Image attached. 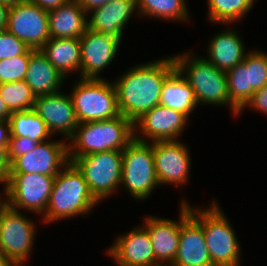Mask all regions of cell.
Segmentation results:
<instances>
[{
    "label": "cell",
    "instance_id": "60d3db41",
    "mask_svg": "<svg viewBox=\"0 0 267 266\" xmlns=\"http://www.w3.org/2000/svg\"><path fill=\"white\" fill-rule=\"evenodd\" d=\"M11 113L12 112L7 108L6 104L0 97V121L9 120Z\"/></svg>",
    "mask_w": 267,
    "mask_h": 266
},
{
    "label": "cell",
    "instance_id": "ffe728a7",
    "mask_svg": "<svg viewBox=\"0 0 267 266\" xmlns=\"http://www.w3.org/2000/svg\"><path fill=\"white\" fill-rule=\"evenodd\" d=\"M136 0H110L88 16V29L123 40L125 25L136 14ZM135 12V13H134Z\"/></svg>",
    "mask_w": 267,
    "mask_h": 266
},
{
    "label": "cell",
    "instance_id": "f546056e",
    "mask_svg": "<svg viewBox=\"0 0 267 266\" xmlns=\"http://www.w3.org/2000/svg\"><path fill=\"white\" fill-rule=\"evenodd\" d=\"M0 97L11 112L33 109L36 99L24 80L0 84Z\"/></svg>",
    "mask_w": 267,
    "mask_h": 266
},
{
    "label": "cell",
    "instance_id": "9a60e30c",
    "mask_svg": "<svg viewBox=\"0 0 267 266\" xmlns=\"http://www.w3.org/2000/svg\"><path fill=\"white\" fill-rule=\"evenodd\" d=\"M181 232L171 266H214L209 257L202 225L191 215L190 205L181 201Z\"/></svg>",
    "mask_w": 267,
    "mask_h": 266
},
{
    "label": "cell",
    "instance_id": "d6a6232c",
    "mask_svg": "<svg viewBox=\"0 0 267 266\" xmlns=\"http://www.w3.org/2000/svg\"><path fill=\"white\" fill-rule=\"evenodd\" d=\"M30 48L7 30L0 33V60L25 54Z\"/></svg>",
    "mask_w": 267,
    "mask_h": 266
},
{
    "label": "cell",
    "instance_id": "5b68a950",
    "mask_svg": "<svg viewBox=\"0 0 267 266\" xmlns=\"http://www.w3.org/2000/svg\"><path fill=\"white\" fill-rule=\"evenodd\" d=\"M214 200L202 209L190 206L191 215L202 225L209 257L214 266H240L242 250L235 230Z\"/></svg>",
    "mask_w": 267,
    "mask_h": 266
},
{
    "label": "cell",
    "instance_id": "74e56055",
    "mask_svg": "<svg viewBox=\"0 0 267 266\" xmlns=\"http://www.w3.org/2000/svg\"><path fill=\"white\" fill-rule=\"evenodd\" d=\"M83 10L88 14L92 10L104 6L110 0H76Z\"/></svg>",
    "mask_w": 267,
    "mask_h": 266
},
{
    "label": "cell",
    "instance_id": "e0dca14e",
    "mask_svg": "<svg viewBox=\"0 0 267 266\" xmlns=\"http://www.w3.org/2000/svg\"><path fill=\"white\" fill-rule=\"evenodd\" d=\"M53 135L61 134L68 141L76 131V119L72 98L63 91L50 95L37 96L33 108ZM64 135V136H63Z\"/></svg>",
    "mask_w": 267,
    "mask_h": 266
},
{
    "label": "cell",
    "instance_id": "7c38bea8",
    "mask_svg": "<svg viewBox=\"0 0 267 266\" xmlns=\"http://www.w3.org/2000/svg\"><path fill=\"white\" fill-rule=\"evenodd\" d=\"M69 162L66 140H46L30 152L15 158L10 163L9 174H42L56 176Z\"/></svg>",
    "mask_w": 267,
    "mask_h": 266
},
{
    "label": "cell",
    "instance_id": "cb8c5ba5",
    "mask_svg": "<svg viewBox=\"0 0 267 266\" xmlns=\"http://www.w3.org/2000/svg\"><path fill=\"white\" fill-rule=\"evenodd\" d=\"M40 51L65 78L72 72L80 73V38H50Z\"/></svg>",
    "mask_w": 267,
    "mask_h": 266
},
{
    "label": "cell",
    "instance_id": "4dcf8cb0",
    "mask_svg": "<svg viewBox=\"0 0 267 266\" xmlns=\"http://www.w3.org/2000/svg\"><path fill=\"white\" fill-rule=\"evenodd\" d=\"M248 87L254 93L267 85V53L248 50L246 54Z\"/></svg>",
    "mask_w": 267,
    "mask_h": 266
},
{
    "label": "cell",
    "instance_id": "ab89813d",
    "mask_svg": "<svg viewBox=\"0 0 267 266\" xmlns=\"http://www.w3.org/2000/svg\"><path fill=\"white\" fill-rule=\"evenodd\" d=\"M9 7L0 4V28L6 30L8 24Z\"/></svg>",
    "mask_w": 267,
    "mask_h": 266
},
{
    "label": "cell",
    "instance_id": "836d02e7",
    "mask_svg": "<svg viewBox=\"0 0 267 266\" xmlns=\"http://www.w3.org/2000/svg\"><path fill=\"white\" fill-rule=\"evenodd\" d=\"M39 142L29 137L10 136L7 147L8 160L11 163L15 158L24 155L34 149Z\"/></svg>",
    "mask_w": 267,
    "mask_h": 266
},
{
    "label": "cell",
    "instance_id": "ba28073f",
    "mask_svg": "<svg viewBox=\"0 0 267 266\" xmlns=\"http://www.w3.org/2000/svg\"><path fill=\"white\" fill-rule=\"evenodd\" d=\"M68 159L83 174L89 191L99 203L120 187L122 151L111 150Z\"/></svg>",
    "mask_w": 267,
    "mask_h": 266
},
{
    "label": "cell",
    "instance_id": "83f0119b",
    "mask_svg": "<svg viewBox=\"0 0 267 266\" xmlns=\"http://www.w3.org/2000/svg\"><path fill=\"white\" fill-rule=\"evenodd\" d=\"M256 0H208V20L215 24L236 23L252 9Z\"/></svg>",
    "mask_w": 267,
    "mask_h": 266
},
{
    "label": "cell",
    "instance_id": "d590c367",
    "mask_svg": "<svg viewBox=\"0 0 267 266\" xmlns=\"http://www.w3.org/2000/svg\"><path fill=\"white\" fill-rule=\"evenodd\" d=\"M8 146H0V184L7 182L8 175L10 172V162L7 155Z\"/></svg>",
    "mask_w": 267,
    "mask_h": 266
},
{
    "label": "cell",
    "instance_id": "1f68e13d",
    "mask_svg": "<svg viewBox=\"0 0 267 266\" xmlns=\"http://www.w3.org/2000/svg\"><path fill=\"white\" fill-rule=\"evenodd\" d=\"M30 49L22 55L0 60V84L23 81L28 69Z\"/></svg>",
    "mask_w": 267,
    "mask_h": 266
},
{
    "label": "cell",
    "instance_id": "4fadbf2b",
    "mask_svg": "<svg viewBox=\"0 0 267 266\" xmlns=\"http://www.w3.org/2000/svg\"><path fill=\"white\" fill-rule=\"evenodd\" d=\"M189 121L185 114L159 104L134 122V138L150 143L176 141L179 140V136L181 137Z\"/></svg>",
    "mask_w": 267,
    "mask_h": 266
},
{
    "label": "cell",
    "instance_id": "7402d4cb",
    "mask_svg": "<svg viewBox=\"0 0 267 266\" xmlns=\"http://www.w3.org/2000/svg\"><path fill=\"white\" fill-rule=\"evenodd\" d=\"M232 28L234 27H228L215 34L206 49L209 57L206 59L216 68L225 72L242 62L248 53L243 40L239 37V31Z\"/></svg>",
    "mask_w": 267,
    "mask_h": 266
},
{
    "label": "cell",
    "instance_id": "7a4b0ae2",
    "mask_svg": "<svg viewBox=\"0 0 267 266\" xmlns=\"http://www.w3.org/2000/svg\"><path fill=\"white\" fill-rule=\"evenodd\" d=\"M99 202L89 191L83 174L68 162L55 176L47 209L42 217L45 223H55L79 215L89 216Z\"/></svg>",
    "mask_w": 267,
    "mask_h": 266
},
{
    "label": "cell",
    "instance_id": "d6986e66",
    "mask_svg": "<svg viewBox=\"0 0 267 266\" xmlns=\"http://www.w3.org/2000/svg\"><path fill=\"white\" fill-rule=\"evenodd\" d=\"M179 221L145 216L143 226L149 233L153 251L155 254V266L172 265L177 249L181 232V209Z\"/></svg>",
    "mask_w": 267,
    "mask_h": 266
},
{
    "label": "cell",
    "instance_id": "3957f363",
    "mask_svg": "<svg viewBox=\"0 0 267 266\" xmlns=\"http://www.w3.org/2000/svg\"><path fill=\"white\" fill-rule=\"evenodd\" d=\"M133 139L134 123L121 114L108 120L79 123L68 141V158L123 151Z\"/></svg>",
    "mask_w": 267,
    "mask_h": 266
},
{
    "label": "cell",
    "instance_id": "52a82bcc",
    "mask_svg": "<svg viewBox=\"0 0 267 266\" xmlns=\"http://www.w3.org/2000/svg\"><path fill=\"white\" fill-rule=\"evenodd\" d=\"M122 185L132 198L139 201L148 198L160 185L155 171L153 142L134 138L122 151Z\"/></svg>",
    "mask_w": 267,
    "mask_h": 266
},
{
    "label": "cell",
    "instance_id": "f35d334b",
    "mask_svg": "<svg viewBox=\"0 0 267 266\" xmlns=\"http://www.w3.org/2000/svg\"><path fill=\"white\" fill-rule=\"evenodd\" d=\"M10 136L11 132L9 120L0 121V146H8Z\"/></svg>",
    "mask_w": 267,
    "mask_h": 266
},
{
    "label": "cell",
    "instance_id": "277c9868",
    "mask_svg": "<svg viewBox=\"0 0 267 266\" xmlns=\"http://www.w3.org/2000/svg\"><path fill=\"white\" fill-rule=\"evenodd\" d=\"M190 52L172 55L175 68L194 90L198 105L229 106L234 116L239 111L231 104L226 72L216 68L206 57L192 56Z\"/></svg>",
    "mask_w": 267,
    "mask_h": 266
},
{
    "label": "cell",
    "instance_id": "b9f144b4",
    "mask_svg": "<svg viewBox=\"0 0 267 266\" xmlns=\"http://www.w3.org/2000/svg\"><path fill=\"white\" fill-rule=\"evenodd\" d=\"M0 266H17L11 259L0 252Z\"/></svg>",
    "mask_w": 267,
    "mask_h": 266
},
{
    "label": "cell",
    "instance_id": "ac0fdd59",
    "mask_svg": "<svg viewBox=\"0 0 267 266\" xmlns=\"http://www.w3.org/2000/svg\"><path fill=\"white\" fill-rule=\"evenodd\" d=\"M106 251L118 266H155L153 246L143 225L118 236Z\"/></svg>",
    "mask_w": 267,
    "mask_h": 266
},
{
    "label": "cell",
    "instance_id": "e575fe53",
    "mask_svg": "<svg viewBox=\"0 0 267 266\" xmlns=\"http://www.w3.org/2000/svg\"><path fill=\"white\" fill-rule=\"evenodd\" d=\"M249 109H254L267 114V85L262 89L255 91L250 101L245 105ZM252 107V108H251Z\"/></svg>",
    "mask_w": 267,
    "mask_h": 266
},
{
    "label": "cell",
    "instance_id": "44dd1931",
    "mask_svg": "<svg viewBox=\"0 0 267 266\" xmlns=\"http://www.w3.org/2000/svg\"><path fill=\"white\" fill-rule=\"evenodd\" d=\"M66 79L40 50L30 49V59L24 81L36 97L60 92Z\"/></svg>",
    "mask_w": 267,
    "mask_h": 266
},
{
    "label": "cell",
    "instance_id": "9c48e42d",
    "mask_svg": "<svg viewBox=\"0 0 267 266\" xmlns=\"http://www.w3.org/2000/svg\"><path fill=\"white\" fill-rule=\"evenodd\" d=\"M55 176L42 174H9L3 187L5 203L12 209L44 215Z\"/></svg>",
    "mask_w": 267,
    "mask_h": 266
},
{
    "label": "cell",
    "instance_id": "8992f818",
    "mask_svg": "<svg viewBox=\"0 0 267 266\" xmlns=\"http://www.w3.org/2000/svg\"><path fill=\"white\" fill-rule=\"evenodd\" d=\"M69 94L78 123L108 120L120 115L114 83L104 77L79 78Z\"/></svg>",
    "mask_w": 267,
    "mask_h": 266
},
{
    "label": "cell",
    "instance_id": "ee69618b",
    "mask_svg": "<svg viewBox=\"0 0 267 266\" xmlns=\"http://www.w3.org/2000/svg\"><path fill=\"white\" fill-rule=\"evenodd\" d=\"M1 196L3 195L0 194V208L5 204V198H2Z\"/></svg>",
    "mask_w": 267,
    "mask_h": 266
},
{
    "label": "cell",
    "instance_id": "4316f807",
    "mask_svg": "<svg viewBox=\"0 0 267 266\" xmlns=\"http://www.w3.org/2000/svg\"><path fill=\"white\" fill-rule=\"evenodd\" d=\"M9 122L11 136L29 137L39 143L52 137L46 124L34 109L12 112Z\"/></svg>",
    "mask_w": 267,
    "mask_h": 266
},
{
    "label": "cell",
    "instance_id": "5bb4252c",
    "mask_svg": "<svg viewBox=\"0 0 267 266\" xmlns=\"http://www.w3.org/2000/svg\"><path fill=\"white\" fill-rule=\"evenodd\" d=\"M176 141L153 142L155 171L160 186L172 184L180 187L189 182L190 152L186 144Z\"/></svg>",
    "mask_w": 267,
    "mask_h": 266
},
{
    "label": "cell",
    "instance_id": "8fae6325",
    "mask_svg": "<svg viewBox=\"0 0 267 266\" xmlns=\"http://www.w3.org/2000/svg\"><path fill=\"white\" fill-rule=\"evenodd\" d=\"M6 30L30 49L40 50L50 39L49 14L28 0L9 9Z\"/></svg>",
    "mask_w": 267,
    "mask_h": 266
},
{
    "label": "cell",
    "instance_id": "6da1fadb",
    "mask_svg": "<svg viewBox=\"0 0 267 266\" xmlns=\"http://www.w3.org/2000/svg\"><path fill=\"white\" fill-rule=\"evenodd\" d=\"M172 56L140 63L115 80L118 110L133 123L159 105L165 79L175 70Z\"/></svg>",
    "mask_w": 267,
    "mask_h": 266
},
{
    "label": "cell",
    "instance_id": "2e32d148",
    "mask_svg": "<svg viewBox=\"0 0 267 266\" xmlns=\"http://www.w3.org/2000/svg\"><path fill=\"white\" fill-rule=\"evenodd\" d=\"M121 42L115 36L87 28L80 37L82 54L78 78L100 79V73L113 62Z\"/></svg>",
    "mask_w": 267,
    "mask_h": 266
},
{
    "label": "cell",
    "instance_id": "7bdbcfd3",
    "mask_svg": "<svg viewBox=\"0 0 267 266\" xmlns=\"http://www.w3.org/2000/svg\"><path fill=\"white\" fill-rule=\"evenodd\" d=\"M24 0H0V4H3L9 8L14 7L19 2H22Z\"/></svg>",
    "mask_w": 267,
    "mask_h": 266
},
{
    "label": "cell",
    "instance_id": "484cf974",
    "mask_svg": "<svg viewBox=\"0 0 267 266\" xmlns=\"http://www.w3.org/2000/svg\"><path fill=\"white\" fill-rule=\"evenodd\" d=\"M187 4L186 0H136V12L145 18L187 23L190 20Z\"/></svg>",
    "mask_w": 267,
    "mask_h": 266
},
{
    "label": "cell",
    "instance_id": "603a6c76",
    "mask_svg": "<svg viewBox=\"0 0 267 266\" xmlns=\"http://www.w3.org/2000/svg\"><path fill=\"white\" fill-rule=\"evenodd\" d=\"M48 14L50 38H80L88 28L89 14L76 0H68Z\"/></svg>",
    "mask_w": 267,
    "mask_h": 266
},
{
    "label": "cell",
    "instance_id": "d4e9b609",
    "mask_svg": "<svg viewBox=\"0 0 267 266\" xmlns=\"http://www.w3.org/2000/svg\"><path fill=\"white\" fill-rule=\"evenodd\" d=\"M159 104L179 111L188 118L198 106L194 90L177 69L165 79Z\"/></svg>",
    "mask_w": 267,
    "mask_h": 266
},
{
    "label": "cell",
    "instance_id": "8d00e7d4",
    "mask_svg": "<svg viewBox=\"0 0 267 266\" xmlns=\"http://www.w3.org/2000/svg\"><path fill=\"white\" fill-rule=\"evenodd\" d=\"M40 8L51 11L57 9L59 6L65 4L68 0H28Z\"/></svg>",
    "mask_w": 267,
    "mask_h": 266
},
{
    "label": "cell",
    "instance_id": "f1b7e54d",
    "mask_svg": "<svg viewBox=\"0 0 267 266\" xmlns=\"http://www.w3.org/2000/svg\"><path fill=\"white\" fill-rule=\"evenodd\" d=\"M226 77L230 102L241 115L253 95L248 87L246 56L242 62L226 72Z\"/></svg>",
    "mask_w": 267,
    "mask_h": 266
},
{
    "label": "cell",
    "instance_id": "30bf717a",
    "mask_svg": "<svg viewBox=\"0 0 267 266\" xmlns=\"http://www.w3.org/2000/svg\"><path fill=\"white\" fill-rule=\"evenodd\" d=\"M36 232L35 222L22 211L6 203L0 208V252L17 266H25L29 259Z\"/></svg>",
    "mask_w": 267,
    "mask_h": 266
}]
</instances>
